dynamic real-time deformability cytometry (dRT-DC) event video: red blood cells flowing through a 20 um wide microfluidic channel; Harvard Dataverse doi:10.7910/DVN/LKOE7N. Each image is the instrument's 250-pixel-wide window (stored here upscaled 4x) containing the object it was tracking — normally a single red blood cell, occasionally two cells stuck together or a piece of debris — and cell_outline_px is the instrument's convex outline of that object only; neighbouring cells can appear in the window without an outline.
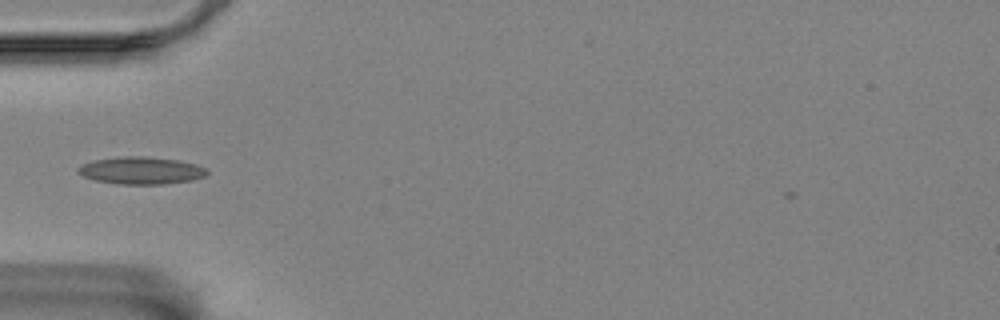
{"species": "Egyptian fruit bat (a non-hibernating species)", "species_latin": "Rousettus aegyptiacus", "temperature_condition": "room temperature", "stored_images_in_passage": 41, "camera_frame_rate_fps": 3000, "um_per_image_px": 0.085, "animal": {"sex": "female"}, "frame": {"image": 1, "passage_image": 2, "time_ms": 0.333, "image_size_px": [1000, 320], "cell_outline_px": [[208, 172], [204, 176], [192, 180], [164, 184], [116, 184], [96, 180], [84, 176], [76, 172], [76, 168], [84, 164], [96, 160], [124, 156], [144, 156], [176, 160], [196, 164], [204, 168]], "centroid_in_image_um": [11.98, 14.5], "position_along_channel_um": 73.0, "area_um2": 20.29}}
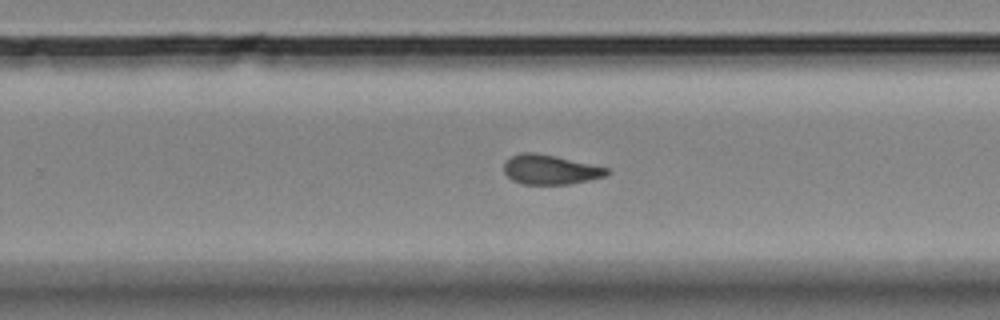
{"frame": {"image": 2, "passage_image": 20, "time_ms": 6.333, "image_size_px": [1000, 320], "cell_outline_px": [[612, 172], [604, 176], [588, 180], [568, 184], [524, 184], [512, 180], [504, 172], [504, 164], [512, 156], [520, 152], [532, 152], [556, 156], [608, 168]], "centroid_in_image_um": [46.77, 14.41], "position_along_channel_um": 283.0, "area_um2": 17.57}}
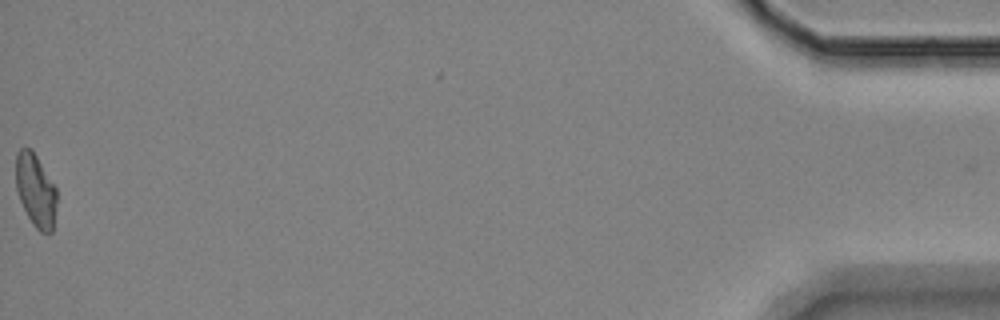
{"frame": {"image": 3, "passage_image": 41, "time_ms": 13.333, "image_size_px": [1000, 320], "cell_outline_px": [[56, 204], [52, 232], [40, 232], [32, 224], [20, 200], [16, 188], [16, 152], [20, 148], [32, 148], [56, 188]], "centroid_in_image_um": [3.02, 16.15], "position_along_channel_um": 432.2, "area_um2": 17.28}, "authors_computed_cell_mechanics": {"area_um2": 17.918, "velocity_mm_per_s": 3.4808, "shape_relaxation_time_tau1_ms": 11.2999, "shape_relaxation_time_tau2_ms": 2.925, "deformation_change_tau1": 0.2221, "deformation_change_tau2": 0.1043}}